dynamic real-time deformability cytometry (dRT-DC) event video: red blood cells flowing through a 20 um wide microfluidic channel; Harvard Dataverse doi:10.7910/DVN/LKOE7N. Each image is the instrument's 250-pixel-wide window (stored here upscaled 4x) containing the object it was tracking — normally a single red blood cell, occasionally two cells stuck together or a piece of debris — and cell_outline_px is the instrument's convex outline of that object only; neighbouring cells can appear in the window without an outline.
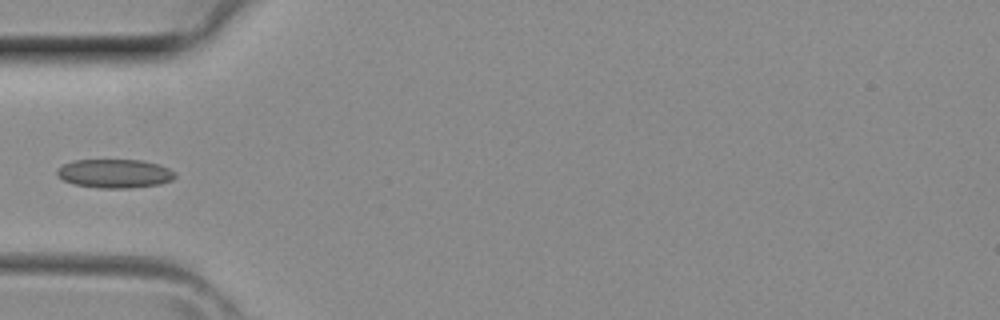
{"species": "common noctule bat (a hibernating species)", "species_latin": "Nyctalus noctula", "temperature_condition": "room temperature", "stored_images_in_passage": 4, "camera_frame_rate_fps": 3000, "um_per_image_px": 0.085, "animal": {"sex": "female", "body_mass_g": 29.2, "forearm_length_mm": 56.3}, "frame": {"image": 1, "passage_image": 4, "time_ms": 1.0, "image_size_px": [1000, 320], "cell_outline_px": [[176, 176], [172, 180], [160, 184], [132, 188], [100, 188], [72, 184], [64, 180], [56, 172], [64, 164], [72, 160], [144, 160], [160, 164], [176, 172]], "centroid_in_image_um": [9.8, 14.75], "position_along_channel_um": 75.2, "area_um2": 19.88}}